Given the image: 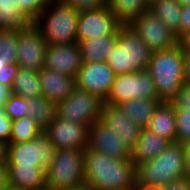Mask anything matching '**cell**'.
Masks as SVG:
<instances>
[{"label":"cell","instance_id":"cell-1","mask_svg":"<svg viewBox=\"0 0 190 190\" xmlns=\"http://www.w3.org/2000/svg\"><path fill=\"white\" fill-rule=\"evenodd\" d=\"M85 188L87 190H132L136 182V166L131 158L115 159L85 149Z\"/></svg>","mask_w":190,"mask_h":190},{"label":"cell","instance_id":"cell-2","mask_svg":"<svg viewBox=\"0 0 190 190\" xmlns=\"http://www.w3.org/2000/svg\"><path fill=\"white\" fill-rule=\"evenodd\" d=\"M79 12L64 0H52L33 24L40 30L47 44L77 43Z\"/></svg>","mask_w":190,"mask_h":190},{"label":"cell","instance_id":"cell-3","mask_svg":"<svg viewBox=\"0 0 190 190\" xmlns=\"http://www.w3.org/2000/svg\"><path fill=\"white\" fill-rule=\"evenodd\" d=\"M147 71L155 84L158 99L170 102L184 84L182 42L152 53Z\"/></svg>","mask_w":190,"mask_h":190},{"label":"cell","instance_id":"cell-4","mask_svg":"<svg viewBox=\"0 0 190 190\" xmlns=\"http://www.w3.org/2000/svg\"><path fill=\"white\" fill-rule=\"evenodd\" d=\"M152 51L130 25L118 28V40L106 63L116 75L147 70Z\"/></svg>","mask_w":190,"mask_h":190},{"label":"cell","instance_id":"cell-5","mask_svg":"<svg viewBox=\"0 0 190 190\" xmlns=\"http://www.w3.org/2000/svg\"><path fill=\"white\" fill-rule=\"evenodd\" d=\"M184 162V144L171 143L158 157L136 166V181L162 188L183 177Z\"/></svg>","mask_w":190,"mask_h":190},{"label":"cell","instance_id":"cell-6","mask_svg":"<svg viewBox=\"0 0 190 190\" xmlns=\"http://www.w3.org/2000/svg\"><path fill=\"white\" fill-rule=\"evenodd\" d=\"M85 149H58L45 171L47 190H68L86 185Z\"/></svg>","mask_w":190,"mask_h":190},{"label":"cell","instance_id":"cell-7","mask_svg":"<svg viewBox=\"0 0 190 190\" xmlns=\"http://www.w3.org/2000/svg\"><path fill=\"white\" fill-rule=\"evenodd\" d=\"M104 100L75 87L72 93L57 104L56 115L69 122L83 123L87 127L101 120Z\"/></svg>","mask_w":190,"mask_h":190},{"label":"cell","instance_id":"cell-8","mask_svg":"<svg viewBox=\"0 0 190 190\" xmlns=\"http://www.w3.org/2000/svg\"><path fill=\"white\" fill-rule=\"evenodd\" d=\"M55 152L56 148L42 132L28 142L7 144L5 165L41 166L46 171Z\"/></svg>","mask_w":190,"mask_h":190},{"label":"cell","instance_id":"cell-9","mask_svg":"<svg viewBox=\"0 0 190 190\" xmlns=\"http://www.w3.org/2000/svg\"><path fill=\"white\" fill-rule=\"evenodd\" d=\"M133 98L158 99L155 84L147 70L116 75L104 104L117 106Z\"/></svg>","mask_w":190,"mask_h":190},{"label":"cell","instance_id":"cell-10","mask_svg":"<svg viewBox=\"0 0 190 190\" xmlns=\"http://www.w3.org/2000/svg\"><path fill=\"white\" fill-rule=\"evenodd\" d=\"M130 26L154 53L176 46L180 40L150 10L141 13Z\"/></svg>","mask_w":190,"mask_h":190},{"label":"cell","instance_id":"cell-11","mask_svg":"<svg viewBox=\"0 0 190 190\" xmlns=\"http://www.w3.org/2000/svg\"><path fill=\"white\" fill-rule=\"evenodd\" d=\"M47 43L40 30L32 24L18 31L17 64L21 68L40 71L45 67Z\"/></svg>","mask_w":190,"mask_h":190},{"label":"cell","instance_id":"cell-12","mask_svg":"<svg viewBox=\"0 0 190 190\" xmlns=\"http://www.w3.org/2000/svg\"><path fill=\"white\" fill-rule=\"evenodd\" d=\"M120 26L121 24L107 6L95 10L79 12L77 42L111 35Z\"/></svg>","mask_w":190,"mask_h":190},{"label":"cell","instance_id":"cell-13","mask_svg":"<svg viewBox=\"0 0 190 190\" xmlns=\"http://www.w3.org/2000/svg\"><path fill=\"white\" fill-rule=\"evenodd\" d=\"M115 77L106 62H83L75 78L76 87L105 100Z\"/></svg>","mask_w":190,"mask_h":190},{"label":"cell","instance_id":"cell-14","mask_svg":"<svg viewBox=\"0 0 190 190\" xmlns=\"http://www.w3.org/2000/svg\"><path fill=\"white\" fill-rule=\"evenodd\" d=\"M43 132L58 149H86L88 145V127L83 123L69 122L57 115Z\"/></svg>","mask_w":190,"mask_h":190},{"label":"cell","instance_id":"cell-15","mask_svg":"<svg viewBox=\"0 0 190 190\" xmlns=\"http://www.w3.org/2000/svg\"><path fill=\"white\" fill-rule=\"evenodd\" d=\"M87 148L104 153L115 159L131 158L130 148L120 136L114 133L103 122L96 121L88 127Z\"/></svg>","mask_w":190,"mask_h":190},{"label":"cell","instance_id":"cell-16","mask_svg":"<svg viewBox=\"0 0 190 190\" xmlns=\"http://www.w3.org/2000/svg\"><path fill=\"white\" fill-rule=\"evenodd\" d=\"M82 63L78 43L71 45H47L46 68L76 78Z\"/></svg>","mask_w":190,"mask_h":190},{"label":"cell","instance_id":"cell-17","mask_svg":"<svg viewBox=\"0 0 190 190\" xmlns=\"http://www.w3.org/2000/svg\"><path fill=\"white\" fill-rule=\"evenodd\" d=\"M101 122L121 137L130 150L138 143L143 128L130 120L118 106L104 104Z\"/></svg>","mask_w":190,"mask_h":190},{"label":"cell","instance_id":"cell-18","mask_svg":"<svg viewBox=\"0 0 190 190\" xmlns=\"http://www.w3.org/2000/svg\"><path fill=\"white\" fill-rule=\"evenodd\" d=\"M42 96L56 105L65 100L76 87L75 78L43 67L38 71Z\"/></svg>","mask_w":190,"mask_h":190},{"label":"cell","instance_id":"cell-19","mask_svg":"<svg viewBox=\"0 0 190 190\" xmlns=\"http://www.w3.org/2000/svg\"><path fill=\"white\" fill-rule=\"evenodd\" d=\"M7 185L17 190H47L46 173L41 166L5 165Z\"/></svg>","mask_w":190,"mask_h":190},{"label":"cell","instance_id":"cell-20","mask_svg":"<svg viewBox=\"0 0 190 190\" xmlns=\"http://www.w3.org/2000/svg\"><path fill=\"white\" fill-rule=\"evenodd\" d=\"M171 144L167 139L159 137L147 128L142 130L138 143L131 149V159L135 166L153 160Z\"/></svg>","mask_w":190,"mask_h":190},{"label":"cell","instance_id":"cell-21","mask_svg":"<svg viewBox=\"0 0 190 190\" xmlns=\"http://www.w3.org/2000/svg\"><path fill=\"white\" fill-rule=\"evenodd\" d=\"M147 129L170 143H176V115L170 102L158 106Z\"/></svg>","mask_w":190,"mask_h":190},{"label":"cell","instance_id":"cell-22","mask_svg":"<svg viewBox=\"0 0 190 190\" xmlns=\"http://www.w3.org/2000/svg\"><path fill=\"white\" fill-rule=\"evenodd\" d=\"M160 99H131L118 104V108L135 124L147 128L158 106Z\"/></svg>","mask_w":190,"mask_h":190},{"label":"cell","instance_id":"cell-23","mask_svg":"<svg viewBox=\"0 0 190 190\" xmlns=\"http://www.w3.org/2000/svg\"><path fill=\"white\" fill-rule=\"evenodd\" d=\"M118 40V29L111 35L97 39L77 42L82 62H106L108 54L112 51Z\"/></svg>","mask_w":190,"mask_h":190},{"label":"cell","instance_id":"cell-24","mask_svg":"<svg viewBox=\"0 0 190 190\" xmlns=\"http://www.w3.org/2000/svg\"><path fill=\"white\" fill-rule=\"evenodd\" d=\"M33 21L21 10L18 0H0V30H26Z\"/></svg>","mask_w":190,"mask_h":190},{"label":"cell","instance_id":"cell-25","mask_svg":"<svg viewBox=\"0 0 190 190\" xmlns=\"http://www.w3.org/2000/svg\"><path fill=\"white\" fill-rule=\"evenodd\" d=\"M151 0H107V7L121 25H130L141 13L148 11Z\"/></svg>","mask_w":190,"mask_h":190},{"label":"cell","instance_id":"cell-26","mask_svg":"<svg viewBox=\"0 0 190 190\" xmlns=\"http://www.w3.org/2000/svg\"><path fill=\"white\" fill-rule=\"evenodd\" d=\"M149 10L155 14L180 40L182 6L177 0H151Z\"/></svg>","mask_w":190,"mask_h":190},{"label":"cell","instance_id":"cell-27","mask_svg":"<svg viewBox=\"0 0 190 190\" xmlns=\"http://www.w3.org/2000/svg\"><path fill=\"white\" fill-rule=\"evenodd\" d=\"M12 94L23 98H35L42 95L38 71L19 67L12 84Z\"/></svg>","mask_w":190,"mask_h":190},{"label":"cell","instance_id":"cell-28","mask_svg":"<svg viewBox=\"0 0 190 190\" xmlns=\"http://www.w3.org/2000/svg\"><path fill=\"white\" fill-rule=\"evenodd\" d=\"M57 105L44 96L27 98V116L33 118L44 130L56 117Z\"/></svg>","mask_w":190,"mask_h":190},{"label":"cell","instance_id":"cell-29","mask_svg":"<svg viewBox=\"0 0 190 190\" xmlns=\"http://www.w3.org/2000/svg\"><path fill=\"white\" fill-rule=\"evenodd\" d=\"M36 121L29 117H22L12 122L9 143H25L42 133Z\"/></svg>","mask_w":190,"mask_h":190},{"label":"cell","instance_id":"cell-30","mask_svg":"<svg viewBox=\"0 0 190 190\" xmlns=\"http://www.w3.org/2000/svg\"><path fill=\"white\" fill-rule=\"evenodd\" d=\"M18 31L2 30L0 41V56L9 63H17Z\"/></svg>","mask_w":190,"mask_h":190},{"label":"cell","instance_id":"cell-31","mask_svg":"<svg viewBox=\"0 0 190 190\" xmlns=\"http://www.w3.org/2000/svg\"><path fill=\"white\" fill-rule=\"evenodd\" d=\"M176 115V143L190 142V111L174 109Z\"/></svg>","mask_w":190,"mask_h":190},{"label":"cell","instance_id":"cell-32","mask_svg":"<svg viewBox=\"0 0 190 190\" xmlns=\"http://www.w3.org/2000/svg\"><path fill=\"white\" fill-rule=\"evenodd\" d=\"M7 116L12 120H18L27 116V98L12 95L4 104Z\"/></svg>","mask_w":190,"mask_h":190},{"label":"cell","instance_id":"cell-33","mask_svg":"<svg viewBox=\"0 0 190 190\" xmlns=\"http://www.w3.org/2000/svg\"><path fill=\"white\" fill-rule=\"evenodd\" d=\"M52 0H18L19 10L33 22Z\"/></svg>","mask_w":190,"mask_h":190},{"label":"cell","instance_id":"cell-34","mask_svg":"<svg viewBox=\"0 0 190 190\" xmlns=\"http://www.w3.org/2000/svg\"><path fill=\"white\" fill-rule=\"evenodd\" d=\"M77 12L90 11L107 6V0H64Z\"/></svg>","mask_w":190,"mask_h":190},{"label":"cell","instance_id":"cell-35","mask_svg":"<svg viewBox=\"0 0 190 190\" xmlns=\"http://www.w3.org/2000/svg\"><path fill=\"white\" fill-rule=\"evenodd\" d=\"M170 103L173 105L174 109L190 111V85L184 83Z\"/></svg>","mask_w":190,"mask_h":190},{"label":"cell","instance_id":"cell-36","mask_svg":"<svg viewBox=\"0 0 190 190\" xmlns=\"http://www.w3.org/2000/svg\"><path fill=\"white\" fill-rule=\"evenodd\" d=\"M12 120L5 113L4 107L0 106V140L9 144L11 137Z\"/></svg>","mask_w":190,"mask_h":190},{"label":"cell","instance_id":"cell-37","mask_svg":"<svg viewBox=\"0 0 190 190\" xmlns=\"http://www.w3.org/2000/svg\"><path fill=\"white\" fill-rule=\"evenodd\" d=\"M18 69L19 65L17 63H9L3 66V71L0 75V83L12 87Z\"/></svg>","mask_w":190,"mask_h":190},{"label":"cell","instance_id":"cell-38","mask_svg":"<svg viewBox=\"0 0 190 190\" xmlns=\"http://www.w3.org/2000/svg\"><path fill=\"white\" fill-rule=\"evenodd\" d=\"M190 32V4L182 6L180 14V41Z\"/></svg>","mask_w":190,"mask_h":190},{"label":"cell","instance_id":"cell-39","mask_svg":"<svg viewBox=\"0 0 190 190\" xmlns=\"http://www.w3.org/2000/svg\"><path fill=\"white\" fill-rule=\"evenodd\" d=\"M183 79L190 85V47L182 44Z\"/></svg>","mask_w":190,"mask_h":190},{"label":"cell","instance_id":"cell-40","mask_svg":"<svg viewBox=\"0 0 190 190\" xmlns=\"http://www.w3.org/2000/svg\"><path fill=\"white\" fill-rule=\"evenodd\" d=\"M161 190H190V181L182 177L166 184Z\"/></svg>","mask_w":190,"mask_h":190},{"label":"cell","instance_id":"cell-41","mask_svg":"<svg viewBox=\"0 0 190 190\" xmlns=\"http://www.w3.org/2000/svg\"><path fill=\"white\" fill-rule=\"evenodd\" d=\"M184 169H183V178H186L190 181V142L184 144Z\"/></svg>","mask_w":190,"mask_h":190},{"label":"cell","instance_id":"cell-42","mask_svg":"<svg viewBox=\"0 0 190 190\" xmlns=\"http://www.w3.org/2000/svg\"><path fill=\"white\" fill-rule=\"evenodd\" d=\"M12 95L11 87L0 83V106L4 107V104Z\"/></svg>","mask_w":190,"mask_h":190},{"label":"cell","instance_id":"cell-43","mask_svg":"<svg viewBox=\"0 0 190 190\" xmlns=\"http://www.w3.org/2000/svg\"><path fill=\"white\" fill-rule=\"evenodd\" d=\"M7 171L5 167L0 168V190H4L7 187Z\"/></svg>","mask_w":190,"mask_h":190},{"label":"cell","instance_id":"cell-44","mask_svg":"<svg viewBox=\"0 0 190 190\" xmlns=\"http://www.w3.org/2000/svg\"><path fill=\"white\" fill-rule=\"evenodd\" d=\"M6 143L0 140V168L5 167L6 162Z\"/></svg>","mask_w":190,"mask_h":190},{"label":"cell","instance_id":"cell-45","mask_svg":"<svg viewBox=\"0 0 190 190\" xmlns=\"http://www.w3.org/2000/svg\"><path fill=\"white\" fill-rule=\"evenodd\" d=\"M132 190H161V188L143 185L141 183L135 182L134 188Z\"/></svg>","mask_w":190,"mask_h":190},{"label":"cell","instance_id":"cell-46","mask_svg":"<svg viewBox=\"0 0 190 190\" xmlns=\"http://www.w3.org/2000/svg\"><path fill=\"white\" fill-rule=\"evenodd\" d=\"M181 42L185 46L190 47V32L187 34V36Z\"/></svg>","mask_w":190,"mask_h":190},{"label":"cell","instance_id":"cell-47","mask_svg":"<svg viewBox=\"0 0 190 190\" xmlns=\"http://www.w3.org/2000/svg\"><path fill=\"white\" fill-rule=\"evenodd\" d=\"M7 64H9L8 60H4V58L0 56V75H1V72L3 71V66Z\"/></svg>","mask_w":190,"mask_h":190},{"label":"cell","instance_id":"cell-48","mask_svg":"<svg viewBox=\"0 0 190 190\" xmlns=\"http://www.w3.org/2000/svg\"><path fill=\"white\" fill-rule=\"evenodd\" d=\"M181 6H186L190 4V0H177Z\"/></svg>","mask_w":190,"mask_h":190},{"label":"cell","instance_id":"cell-49","mask_svg":"<svg viewBox=\"0 0 190 190\" xmlns=\"http://www.w3.org/2000/svg\"><path fill=\"white\" fill-rule=\"evenodd\" d=\"M68 190H87V189L83 187V188H75V189H68Z\"/></svg>","mask_w":190,"mask_h":190},{"label":"cell","instance_id":"cell-50","mask_svg":"<svg viewBox=\"0 0 190 190\" xmlns=\"http://www.w3.org/2000/svg\"><path fill=\"white\" fill-rule=\"evenodd\" d=\"M4 190H17V189H14V188L7 186Z\"/></svg>","mask_w":190,"mask_h":190},{"label":"cell","instance_id":"cell-51","mask_svg":"<svg viewBox=\"0 0 190 190\" xmlns=\"http://www.w3.org/2000/svg\"><path fill=\"white\" fill-rule=\"evenodd\" d=\"M1 38H2V30H0V41H1Z\"/></svg>","mask_w":190,"mask_h":190}]
</instances>
